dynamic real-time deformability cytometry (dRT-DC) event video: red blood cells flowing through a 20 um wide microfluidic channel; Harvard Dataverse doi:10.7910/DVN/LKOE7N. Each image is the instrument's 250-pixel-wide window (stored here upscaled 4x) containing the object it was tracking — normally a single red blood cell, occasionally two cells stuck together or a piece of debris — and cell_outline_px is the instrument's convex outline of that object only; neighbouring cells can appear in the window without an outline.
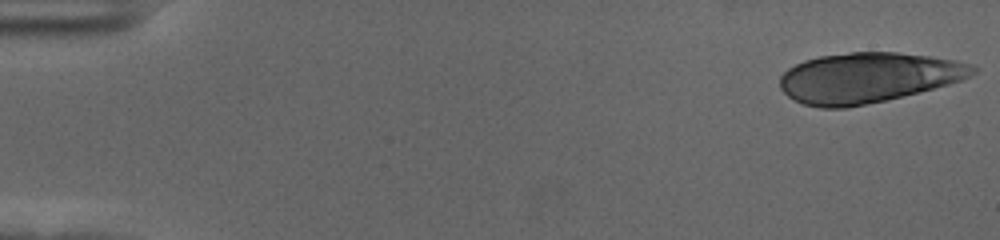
{"species": "human", "species_latin": "Homo sapiens", "temperature_condition": "cold", "stored_images_in_passage": 20, "camera_frame_rate_fps": 3000, "um_per_image_px": 0.085, "donor": {"sex": "female"}, "frame": {"image": 1, "passage_image": 1, "time_ms": 0.0, "image_size_px": [1000, 240], "cell_outline_px": [[976, 72], [960, 80], [948, 84], [884, 100], [844, 108], [820, 108], [804, 104], [788, 96], [780, 88], [780, 76], [788, 68], [804, 60], [820, 56], [852, 52], [896, 52], [928, 56], [956, 60], [972, 64], [976, 68]], "centroid_in_image_um": [73.74, 6.59], "position_along_channel_um": 11.3, "area_um2": 55.78}}